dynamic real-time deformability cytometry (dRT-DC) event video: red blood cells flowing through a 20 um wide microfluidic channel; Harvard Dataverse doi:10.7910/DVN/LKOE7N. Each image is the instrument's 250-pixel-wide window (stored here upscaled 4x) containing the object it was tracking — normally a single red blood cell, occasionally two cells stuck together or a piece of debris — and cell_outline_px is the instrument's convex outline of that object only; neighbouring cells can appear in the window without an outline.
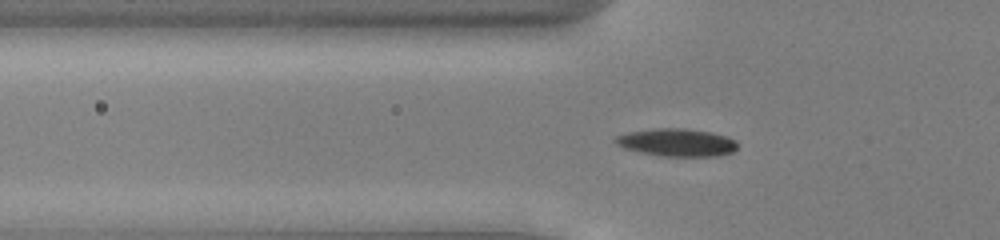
{"species": "common noctule bat (a hibernating species)", "species_latin": "Nyctalus noctula", "temperature_condition": "cold", "stored_images_in_passage": 43, "camera_frame_rate_fps": 3000, "um_per_image_px": 0.085, "animal": {"sex": "male", "body_mass_g": 13.0, "forearm_length_mm": 53.1}, "frame": {"image": 1, "passage_image": 8, "time_ms": 2.333, "image_size_px": [1000, 240], "cell_outline_px": [[736, 148], [732, 152], [716, 156], [660, 156], [640, 152], [624, 148], [616, 144], [612, 140], [616, 136], [628, 132], [652, 128], [684, 128], [712, 132], [728, 136], [736, 140]], "centroid_in_image_um": [57.51, 12.1], "position_along_channel_um": 68.3, "area_um2": 19.88}}
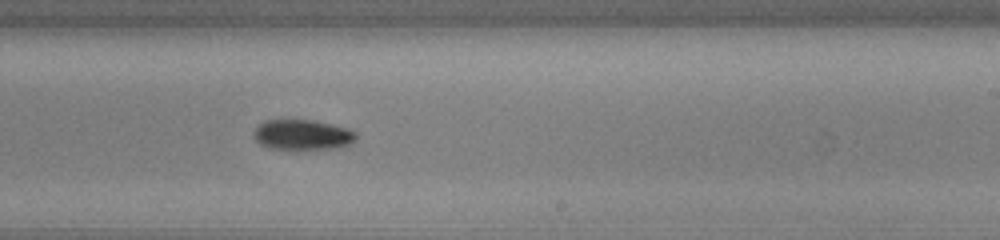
{"frame": {"image": 2, "passage_image": 23, "time_ms": 7.333, "image_size_px": [1000, 240], "cell_outline_px": [[356, 140], [352, 144], [340, 148], [292, 152], [268, 148], [260, 144], [252, 136], [252, 132], [264, 120], [312, 120], [348, 128], [356, 132]], "centroid_in_image_um": [25.71, 11.52], "position_along_channel_um": 263.3, "area_um2": 19.02}}
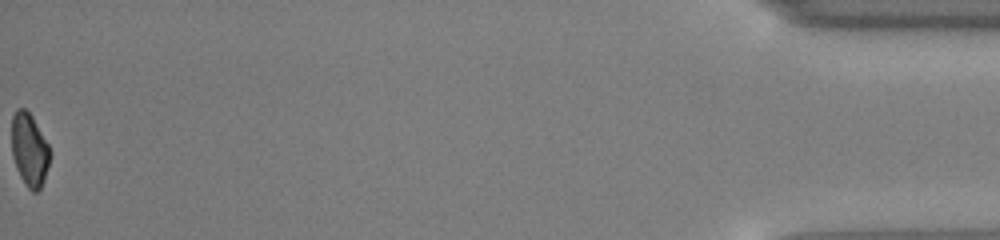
{"frame": {"image": 3, "passage_image": 43, "time_ms": 14.0, "image_size_px": [1000, 240], "cell_outline_px": [[52, 156], [44, 180], [40, 188], [36, 192], [32, 192], [24, 184], [16, 168], [12, 156], [12, 116], [16, 108], [24, 108], [32, 116], [48, 144], [52, 152]], "centroid_in_image_um": [2.51, 12.75], "position_along_channel_um": 432.7, "area_um2": 16.53}, "authors_computed_cell_mechanics": {"area_um2": 17.918, "velocity_mm_per_s": 3.9424, "shape_relaxation_time_tau1_ms": 1.7622, "shape_relaxation_time_tau2_ms": null, "deformation_change_tau1": 0.1031, "deformation_change_tau2": null}}